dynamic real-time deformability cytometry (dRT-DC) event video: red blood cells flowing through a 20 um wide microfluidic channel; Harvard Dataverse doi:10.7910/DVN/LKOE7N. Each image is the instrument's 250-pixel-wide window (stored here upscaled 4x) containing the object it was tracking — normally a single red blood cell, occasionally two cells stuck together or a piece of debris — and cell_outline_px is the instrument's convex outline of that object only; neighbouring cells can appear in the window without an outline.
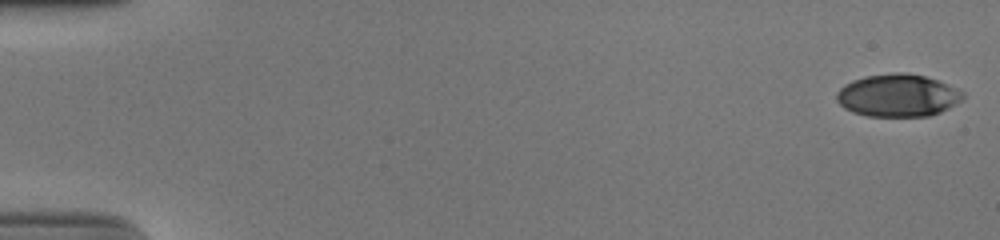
{"species": "human", "species_latin": "Homo sapiens", "temperature_condition": "cold", "stored_images_in_passage": 33, "camera_frame_rate_fps": 3000, "um_per_image_px": 0.085, "donor": {"sex": "male"}, "frame": {"image": 1, "passage_image": 1, "time_ms": 0.0, "image_size_px": [1000, 240], "cell_outline_px": [[964, 100], [940, 112], [928, 116], [868, 116], [852, 112], [844, 108], [836, 100], [836, 92], [844, 84], [852, 80], [864, 76], [892, 72], [904, 72], [924, 76], [948, 84], [964, 92]], "centroid_in_image_um": [76.3, 8.1], "position_along_channel_um": 8.7, "area_um2": 31.56}}
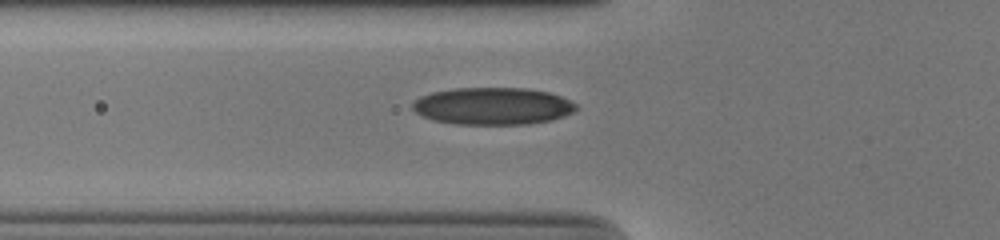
{"frame": {"image": 2, "passage_image": 20, "time_ms": 6.333, "image_size_px": [1000, 240], "cell_outline_px": [[576, 108], [572, 112], [564, 116], [552, 120], [528, 124], [456, 124], [432, 120], [416, 112], [412, 108], [412, 104], [420, 96], [432, 92], [456, 88], [528, 88], [548, 92], [560, 96], [576, 104]], "centroid_in_image_um": [41.87, 9.02], "position_along_channel_um": 83.9, "area_um2": 35.37}}
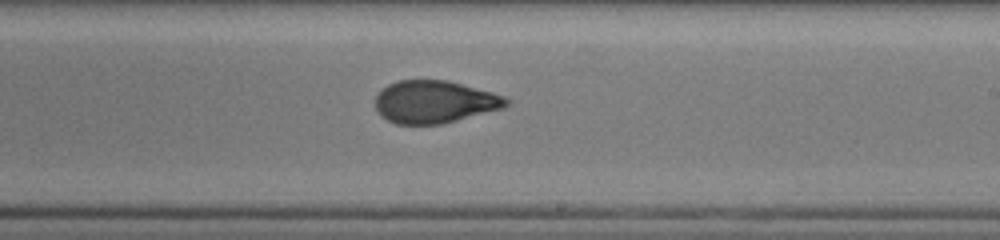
{"frame": {"image": 3, "passage_image": 33, "time_ms": 10.667, "image_size_px": [1000, 240], "cell_outline_px": [[512, 100], [504, 108], [440, 124], [396, 124], [380, 116], [376, 108], [376, 96], [388, 84], [400, 80], [448, 80], [492, 92], [504, 96]], "centroid_in_image_um": [36.95, 8.65], "position_along_channel_um": 252.0, "area_um2": 32.37}}